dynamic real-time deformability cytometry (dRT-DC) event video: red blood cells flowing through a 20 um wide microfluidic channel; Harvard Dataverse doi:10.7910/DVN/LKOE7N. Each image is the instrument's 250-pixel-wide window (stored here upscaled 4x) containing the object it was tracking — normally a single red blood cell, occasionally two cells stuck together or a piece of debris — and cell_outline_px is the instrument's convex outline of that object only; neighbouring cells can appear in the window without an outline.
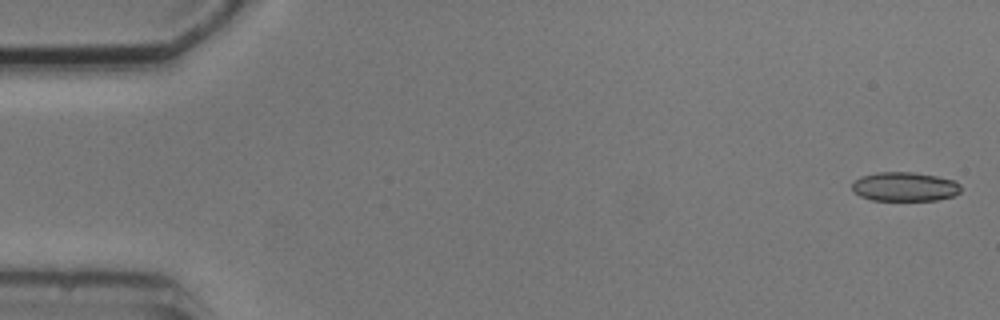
{"species": "common noctule bat (a hibernating species)", "species_latin": "Nyctalus noctula", "temperature_condition": "cold", "stored_images_in_passage": 4, "camera_frame_rate_fps": 3000, "um_per_image_px": 0.085, "animal": {"sex": "male", "body_mass_g": 20.5, "forearm_length_mm": 52.5}, "frame": {"image": 1, "passage_image": 1, "time_ms": 0.0, "image_size_px": [1000, 320], "cell_outline_px": [[960, 192], [952, 196], [936, 200], [872, 200], [860, 196], [852, 192], [852, 184], [860, 176], [876, 172], [912, 172], [936, 176], [956, 180], [960, 184]], "centroid_in_image_um": [76.88, 15.86], "position_along_channel_um": 8.1, "area_um2": 18.55}}